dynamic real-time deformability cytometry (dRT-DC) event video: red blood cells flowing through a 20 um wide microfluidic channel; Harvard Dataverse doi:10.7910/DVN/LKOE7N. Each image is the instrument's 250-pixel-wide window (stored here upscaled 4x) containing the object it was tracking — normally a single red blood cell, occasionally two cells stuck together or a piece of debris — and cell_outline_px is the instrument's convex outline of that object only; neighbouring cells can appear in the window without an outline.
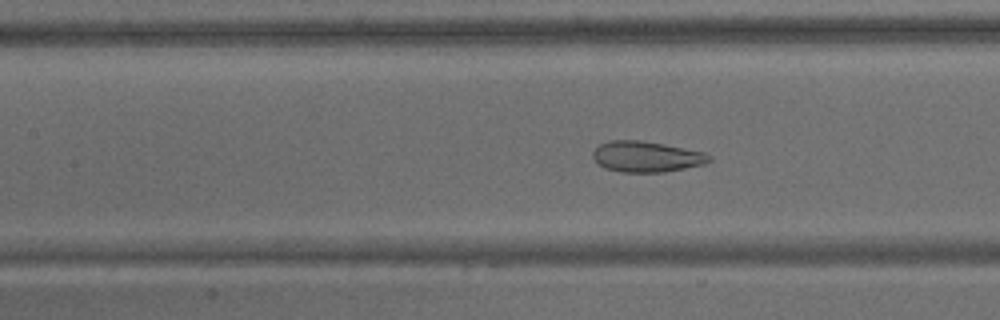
{"species": "common noctule bat (a hibernating species)", "species_latin": "Nyctalus noctula", "temperature_condition": "warm", "stored_images_in_passage": 65, "camera_frame_rate_fps": 3000, "um_per_image_px": 0.085, "animal": {"sex": "male", "body_mass_g": 15.6}, "frame": {"image": 1, "passage_image": 29, "time_ms": 9.333, "image_size_px": [1000, 320], "cell_outline_px": [[712, 160], [704, 164], [664, 172], [620, 172], [604, 168], [592, 156], [592, 152], [600, 144], [608, 140], [640, 140], [664, 144], [704, 152], [712, 156]], "centroid_in_image_um": [54.95, 13.31], "position_along_channel_um": 152.5, "area_um2": 20.87}}
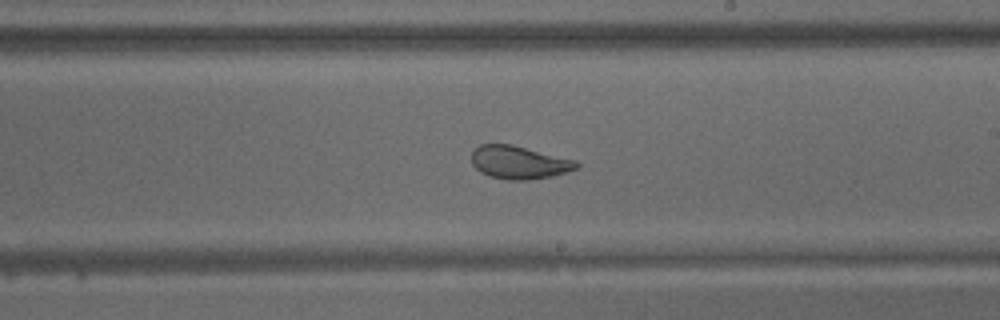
{"frame": {"image": 2, "passage_image": 38, "time_ms": 12.333, "image_size_px": [1000, 320], "cell_outline_px": [[580, 164], [576, 168], [552, 176], [528, 180], [508, 180], [488, 176], [480, 172], [472, 164], [472, 152], [480, 144], [512, 144], [576, 160]], "centroid_in_image_um": [44.1, 13.8], "position_along_channel_um": 244.9, "area_um2": 20.17}}
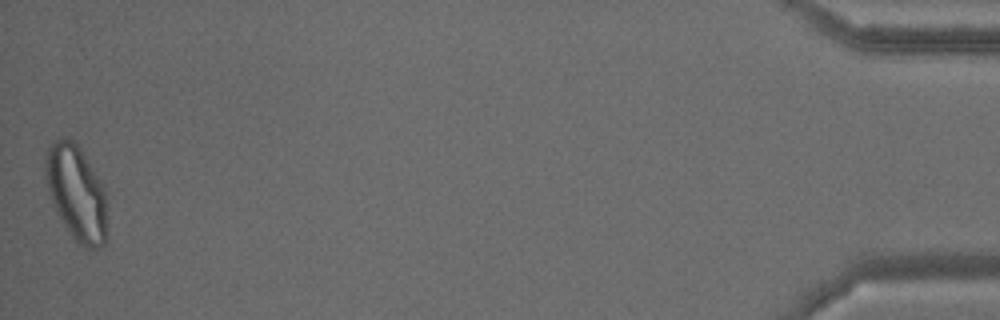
{"frame": {"image": 3, "passage_image": 65, "time_ms": 21.333, "image_size_px": [1000, 320], "cell_outline_px": [[104, 244], [96, 248], [84, 248], [72, 236], [56, 212], [48, 188], [44, 172], [44, 160], [48, 148], [52, 140], [60, 136], [68, 136], [80, 148], [100, 180], [104, 188]], "centroid_in_image_um": [6.43, 16.31], "position_along_channel_um": 428.8, "area_um2": 33.58}, "authors_computed_cell_mechanics": {"area_um2": 27.2238, "velocity_mm_per_s": 3.0959, "shape_relaxation_time_tau1_ms": null, "shape_relaxation_time_tau2_ms": 1.2694, "deformation_change_tau1": null, "deformation_change_tau2": 0.0807}}